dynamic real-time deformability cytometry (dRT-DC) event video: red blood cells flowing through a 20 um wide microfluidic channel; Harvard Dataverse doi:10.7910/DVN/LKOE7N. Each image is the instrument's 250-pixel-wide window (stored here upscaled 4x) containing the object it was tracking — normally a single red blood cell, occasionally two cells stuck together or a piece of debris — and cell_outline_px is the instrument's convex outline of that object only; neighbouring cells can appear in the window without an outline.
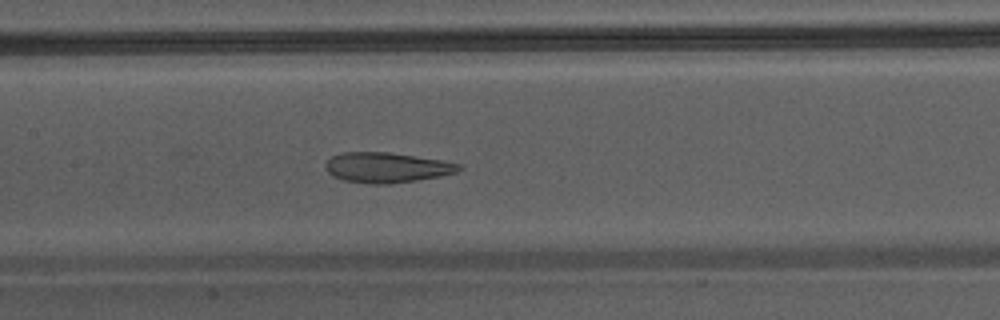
{"species": "Egyptian fruit bat (a non-hibernating species)", "species_latin": "Rousettus aegyptiacus", "temperature_condition": "warm", "stored_images_in_passage": 42, "camera_frame_rate_fps": 3000, "um_per_image_px": 0.085, "animal": {"sex": "male"}, "frame": {"image": 1, "passage_image": 24, "time_ms": 7.667, "image_size_px": [1000, 320], "cell_outline_px": [[460, 168], [456, 172], [440, 176], [416, 180], [388, 184], [372, 184], [344, 180], [332, 176], [324, 168], [324, 164], [332, 156], [344, 152], [388, 152], [444, 160], [460, 164]], "centroid_in_image_um": [32.84, 14.23], "position_along_channel_um": 174.6, "area_um2": 23.41}}